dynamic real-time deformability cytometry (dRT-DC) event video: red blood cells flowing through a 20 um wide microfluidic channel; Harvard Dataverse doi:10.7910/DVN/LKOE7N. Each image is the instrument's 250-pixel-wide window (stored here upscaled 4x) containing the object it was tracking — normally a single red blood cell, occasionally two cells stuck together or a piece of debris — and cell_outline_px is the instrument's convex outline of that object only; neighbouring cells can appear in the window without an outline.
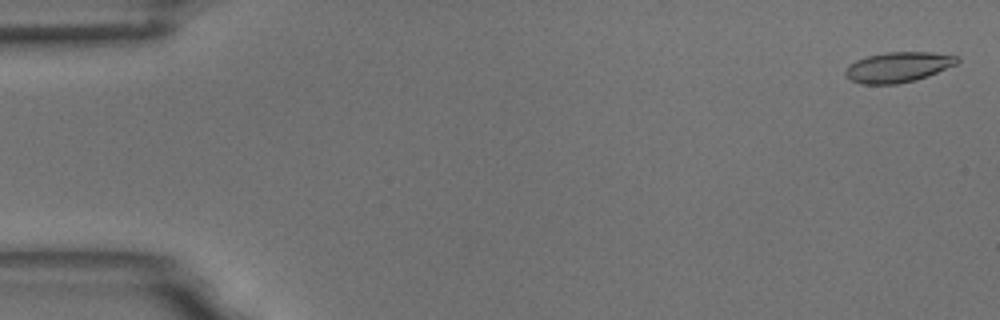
{"species": "common noctule bat (a hibernating species)", "species_latin": "Nyctalus noctula", "temperature_condition": "room temperature", "stored_images_in_passage": 59, "camera_frame_rate_fps": 3000, "um_per_image_px": 0.085, "animal": {"sex": "male", "body_mass_g": 18.8}, "frame": {"image": 1, "passage_image": 2, "time_ms": 0.333, "image_size_px": [1000, 320], "cell_outline_px": [[960, 60], [956, 64], [928, 76], [916, 80], [896, 84], [860, 84], [852, 80], [844, 72], [856, 60], [868, 56], [888, 52], [932, 52], [956, 56]], "centroid_in_image_um": [76.37, 5.71], "position_along_channel_um": 8.6, "area_um2": 19.42}}
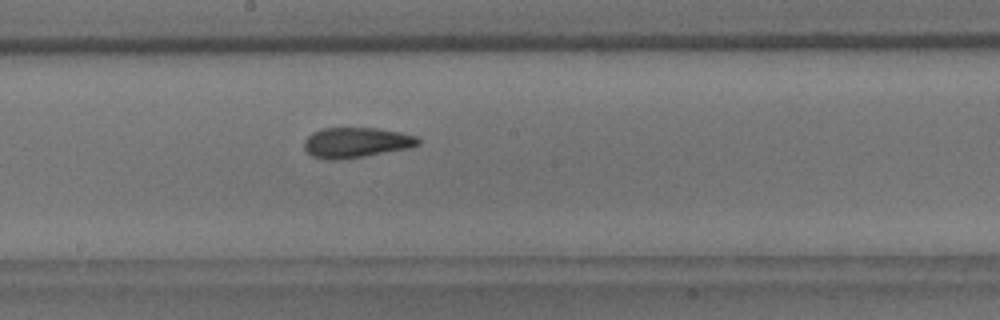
{"frame": {"image": 2, "passage_image": 32, "time_ms": 10.333, "image_size_px": [1000, 320], "cell_outline_px": [[420, 144], [408, 148], [364, 156], [340, 160], [324, 160], [312, 156], [304, 148], [304, 140], [312, 132], [320, 128], [376, 128], [404, 132], [416, 136], [420, 140]], "centroid_in_image_um": [30.26, 12.11], "position_along_channel_um": 217.9, "area_um2": 20.29}}
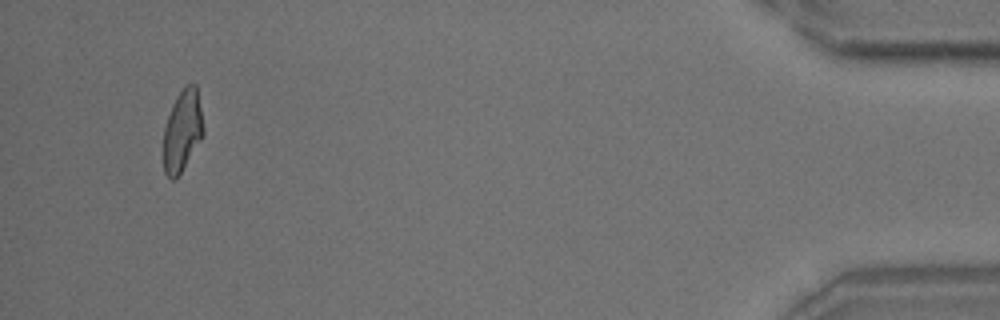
{"frame": {"image": 3, "passage_image": 56, "time_ms": 18.333, "image_size_px": [1000, 320], "cell_outline_px": [[204, 136], [176, 180], [172, 180], [164, 172], [164, 128], [172, 104], [180, 92], [188, 84], [196, 84], [204, 128]], "centroid_in_image_um": [15.52, 11.15], "position_along_channel_um": 419.7, "area_um2": 18.9}, "authors_computed_cell_mechanics": {"area_um2": 19.9988, "velocity_mm_per_s": 3.461, "shape_relaxation_time_tau1_ms": 6.2522, "shape_relaxation_time_tau2_ms": 1.8884, "deformation_change_tau1": 0.1866, "deformation_change_tau2": 0.094}}